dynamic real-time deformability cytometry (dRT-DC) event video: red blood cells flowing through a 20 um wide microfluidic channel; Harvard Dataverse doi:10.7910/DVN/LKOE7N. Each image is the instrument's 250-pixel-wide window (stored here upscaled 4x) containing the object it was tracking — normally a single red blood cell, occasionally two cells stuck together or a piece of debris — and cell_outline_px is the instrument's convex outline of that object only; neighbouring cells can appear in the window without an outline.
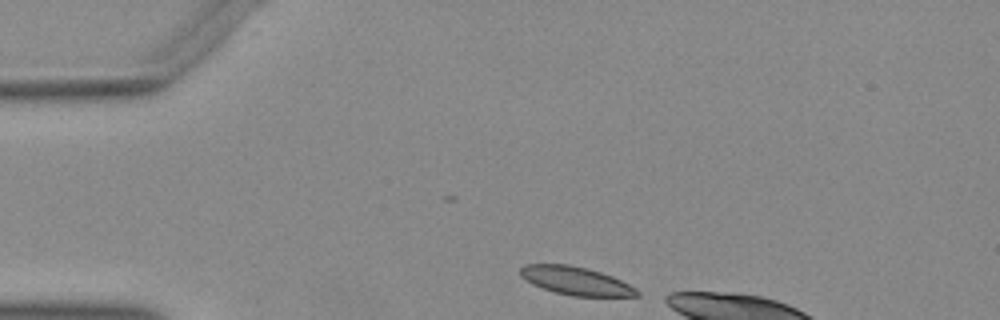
{"species": "Egyptian fruit bat (a non-hibernating species)", "species_latin": "Rousettus aegyptiacus", "temperature_condition": "warm", "stored_images_in_passage": 10, "camera_frame_rate_fps": 3000, "um_per_image_px": 0.085, "animal": {"sex": "female"}, "frame": {"image": 1, "passage_image": 1, "time_ms": 0.0, "image_size_px": [1000, 320], "cell_outline_px": [[640, 296], [572, 296], [556, 292], [532, 284], [524, 280], [520, 276], [520, 268], [524, 264], [568, 264], [588, 268], [612, 276], [636, 288], [640, 292]], "centroid_in_image_um": [48.93, 23.86], "position_along_channel_um": 36.1, "area_um2": 19.19}}
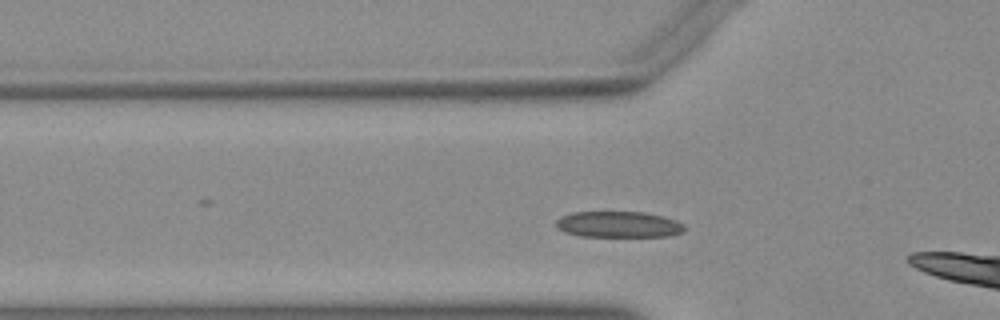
{"frame": {"image": 2, "passage_image": 7, "time_ms": 2.0, "image_size_px": [1000, 320], "cell_outline_px": [[684, 232], [672, 236], [580, 236], [564, 232], [556, 228], [556, 220], [560, 216], [572, 212], [644, 212], [664, 216], [676, 220], [684, 224]], "centroid_in_image_um": [52.57, 19.07], "position_along_channel_um": 73.2, "area_um2": 19.71}}